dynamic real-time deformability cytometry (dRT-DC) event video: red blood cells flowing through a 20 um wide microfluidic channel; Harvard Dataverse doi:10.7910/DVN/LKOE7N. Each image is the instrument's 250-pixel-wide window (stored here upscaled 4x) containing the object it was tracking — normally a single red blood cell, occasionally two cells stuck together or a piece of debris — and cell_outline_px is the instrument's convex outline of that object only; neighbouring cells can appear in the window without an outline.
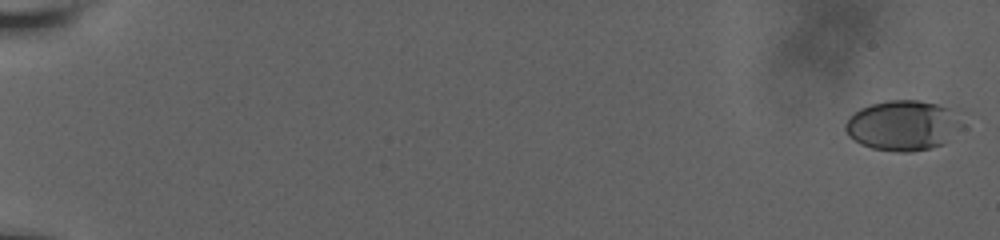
{"species": "human", "species_latin": "Homo sapiens", "temperature_condition": "room temperature", "stored_images_in_passage": 58, "camera_frame_rate_fps": 3000, "um_per_image_px": 0.085, "donor": {"sex": "male"}, "frame": {"image": 1, "passage_image": 1, "time_ms": 0.0, "image_size_px": [1000, 240], "cell_outline_px": [[964, 128], [944, 144], [928, 148], [908, 152], [900, 152], [872, 148], [860, 144], [848, 136], [844, 128], [844, 124], [860, 108], [872, 104], [888, 100], [916, 100], [960, 108], [964, 124]], "centroid_in_image_um": [76.87, 10.64], "position_along_channel_um": 8.1, "area_um2": 34.91}}
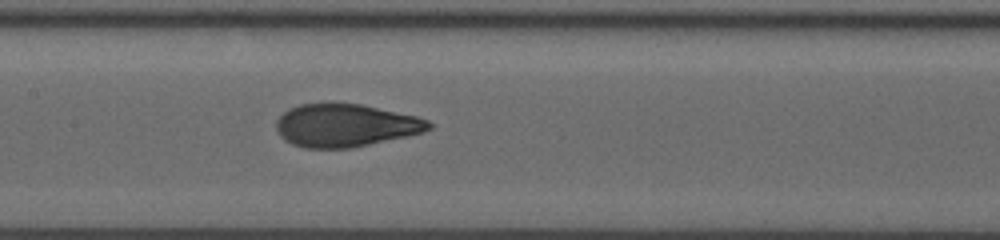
{"frame": {"image": 2, "passage_image": 32, "time_ms": 10.333, "image_size_px": [1000, 240], "cell_outline_px": [[432, 128], [424, 132], [368, 144], [348, 148], [304, 148], [292, 144], [284, 140], [280, 136], [276, 128], [276, 120], [284, 112], [300, 104], [360, 104], [416, 116], [428, 120], [432, 124]], "centroid_in_image_um": [29.35, 10.67], "position_along_channel_um": 178.1, "area_um2": 37.63}}
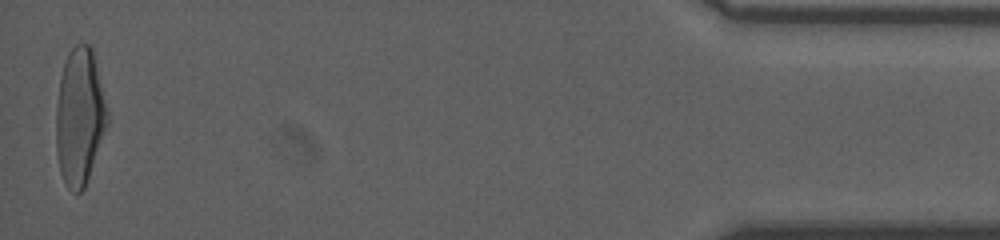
{"frame": {"image": 3, "passage_image": 58, "time_ms": 19.0, "image_size_px": [1000, 240], "cell_outline_px": [[108, 124], [84, 188], [80, 192], [76, 192], [68, 188], [60, 172], [56, 148], [56, 108], [60, 76], [68, 52], [76, 44], [88, 44], [92, 48], [108, 112]], "centroid_in_image_um": [6.76, 9.91], "position_along_channel_um": 428.4, "area_um2": 40.58}, "authors_computed_cell_mechanics": {"area_um2": 37.8301, "velocity_mm_per_s": 3.8213, "shape_relaxation_time_tau1_ms": 6.0419, "shape_relaxation_time_tau2_ms": 0.7765, "deformation_change_tau1": 0.2192, "deformation_change_tau2": 0.0706}}